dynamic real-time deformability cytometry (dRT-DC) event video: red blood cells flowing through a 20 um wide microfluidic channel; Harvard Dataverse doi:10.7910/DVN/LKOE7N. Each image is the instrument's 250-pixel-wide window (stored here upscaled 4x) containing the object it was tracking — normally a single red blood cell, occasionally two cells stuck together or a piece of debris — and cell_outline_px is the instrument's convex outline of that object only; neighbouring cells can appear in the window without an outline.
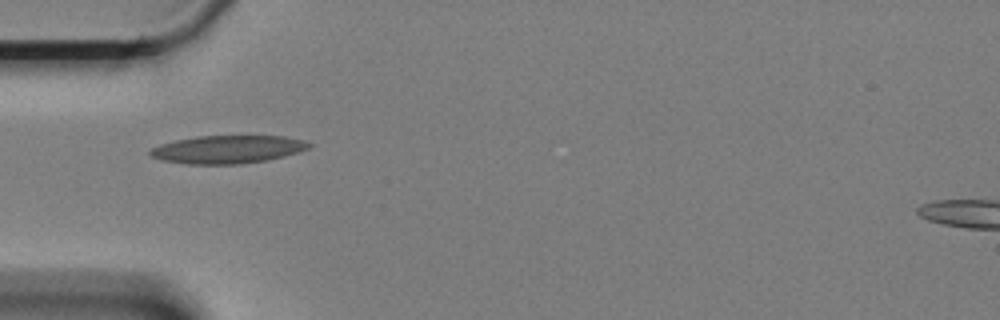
{"species": "Egyptian fruit bat (a non-hibernating species)", "species_latin": "Rousettus aegyptiacus", "temperature_condition": "cold", "stored_images_in_passage": 20, "camera_frame_rate_fps": 3000, "um_per_image_px": 0.085, "animal": {"sex": "female"}, "frame": {"image": 1, "passage_image": 1, "time_ms": 0.0, "image_size_px": [1000, 320], "cell_outline_px": [[312, 144], [308, 148], [284, 156], [268, 160], [240, 164], [188, 164], [160, 160], [148, 156], [148, 152], [152, 148], [160, 144], [176, 140], [196, 136], [284, 136], [304, 140]], "centroid_in_image_um": [19.3, 12.7], "position_along_channel_um": 65.7, "area_um2": 25.95}}
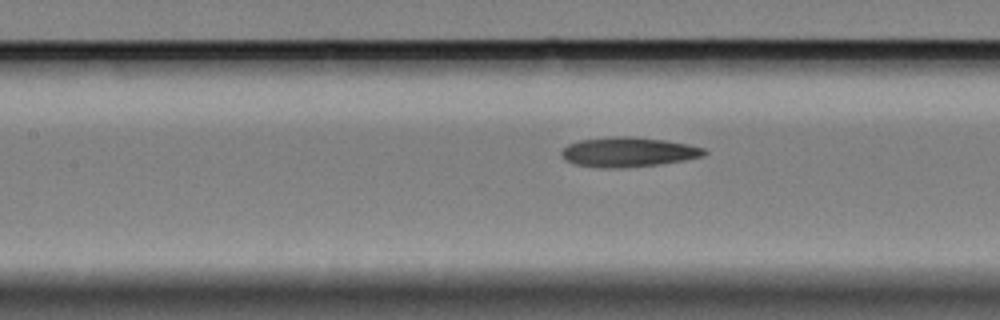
{"frame": {"image": 2, "passage_image": 9, "time_ms": 2.667, "image_size_px": [1000, 320], "cell_outline_px": [[708, 152], [704, 156], [684, 160], [656, 164], [620, 168], [604, 168], [576, 164], [560, 156], [560, 152], [568, 144], [580, 140], [612, 136], [632, 136], [664, 140], [688, 144], [704, 148]], "centroid_in_image_um": [53.4, 12.91], "position_along_channel_um": 154.0, "area_um2": 24.57}}
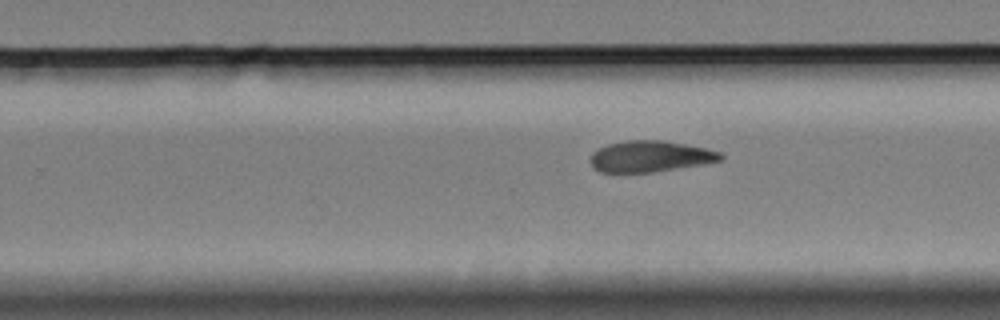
{"frame": {"image": 3, "passage_image": 20, "time_ms": 6.333, "image_size_px": [1000, 320], "cell_outline_px": [[724, 160], [704, 164], [652, 172], [600, 172], [592, 168], [592, 152], [608, 144], [628, 140], [664, 140], [704, 148], [720, 152], [724, 156]], "centroid_in_image_um": [55.29, 13.29], "position_along_channel_um": 274.5, "area_um2": 23.52}}